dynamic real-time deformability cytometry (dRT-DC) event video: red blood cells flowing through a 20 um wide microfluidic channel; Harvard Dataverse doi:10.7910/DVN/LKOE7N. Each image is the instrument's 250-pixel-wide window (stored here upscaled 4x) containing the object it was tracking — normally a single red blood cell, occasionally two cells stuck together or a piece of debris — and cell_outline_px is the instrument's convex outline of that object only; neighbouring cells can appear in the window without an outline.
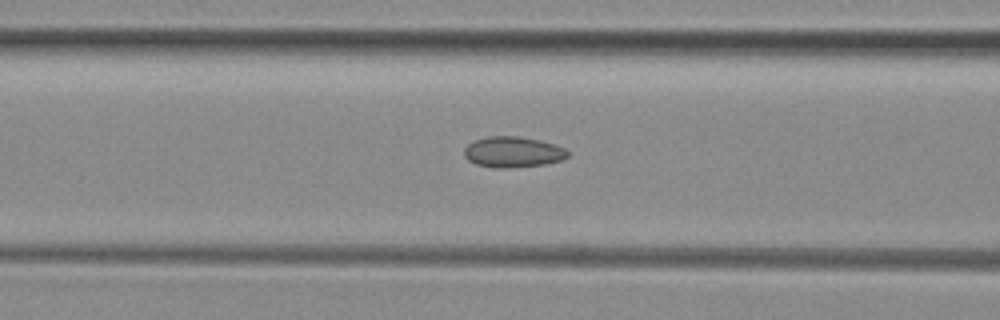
{"species": "common noctule bat (a hibernating species)", "species_latin": "Nyctalus noctula", "temperature_condition": "room temperature", "stored_images_in_passage": 31, "camera_frame_rate_fps": 3000, "um_per_image_px": 0.085, "animal": {"sex": "female", "body_mass_g": 29.2, "forearm_length_mm": 56.3}, "frame": {"image": 1, "passage_image": 10, "time_ms": 3.0, "image_size_px": [1000, 320], "cell_outline_px": [[568, 156], [564, 160], [544, 164], [504, 168], [492, 168], [476, 164], [468, 160], [464, 156], [464, 148], [468, 144], [476, 140], [488, 136], [516, 136], [540, 140], [564, 148], [568, 152]], "centroid_in_image_um": [43.58, 12.93], "position_along_channel_um": 123.0, "area_um2": 18.5}}
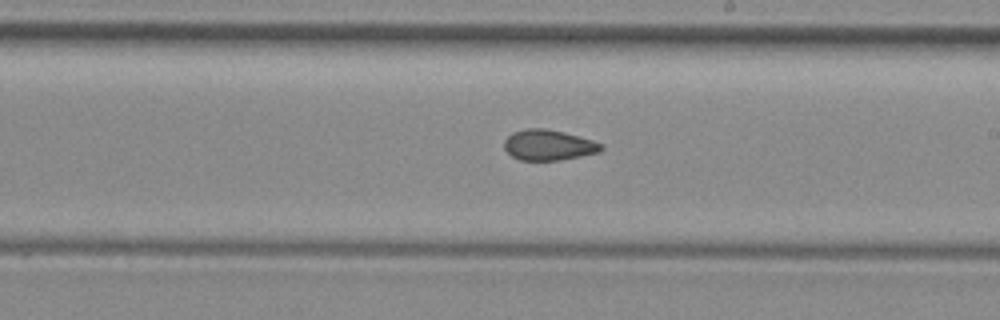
{"frame": {"image": 2, "passage_image": 19, "time_ms": 6.0, "image_size_px": [1000, 320], "cell_outline_px": [[604, 148], [600, 152], [580, 156], [556, 160], [520, 160], [512, 156], [504, 148], [504, 140], [512, 132], [528, 128], [544, 128], [564, 132], [592, 140], [604, 144]], "centroid_in_image_um": [46.63, 12.32], "position_along_channel_um": 242.4, "area_um2": 17.22}}
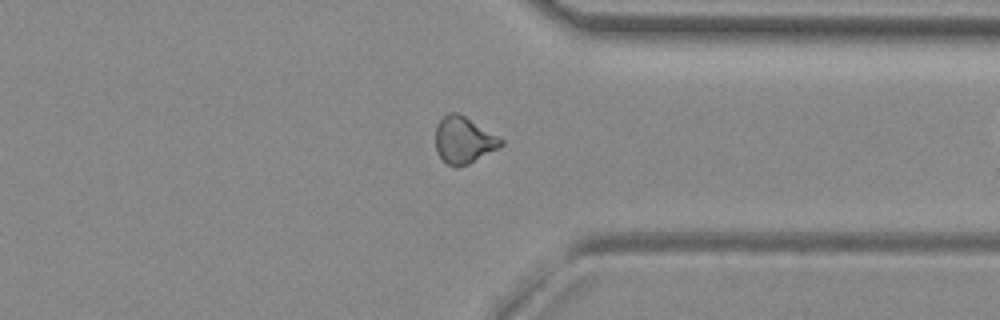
{"frame": {"image": 3, "passage_image": 29, "time_ms": 9.333, "image_size_px": [1000, 320], "cell_outline_px": [[504, 144], [468, 164], [456, 168], [448, 164], [436, 152], [436, 124], [448, 112], [456, 112], [464, 116], [504, 140]], "centroid_in_image_um": [39.38, 11.91], "position_along_channel_um": 372.0, "area_um2": 17.46}}